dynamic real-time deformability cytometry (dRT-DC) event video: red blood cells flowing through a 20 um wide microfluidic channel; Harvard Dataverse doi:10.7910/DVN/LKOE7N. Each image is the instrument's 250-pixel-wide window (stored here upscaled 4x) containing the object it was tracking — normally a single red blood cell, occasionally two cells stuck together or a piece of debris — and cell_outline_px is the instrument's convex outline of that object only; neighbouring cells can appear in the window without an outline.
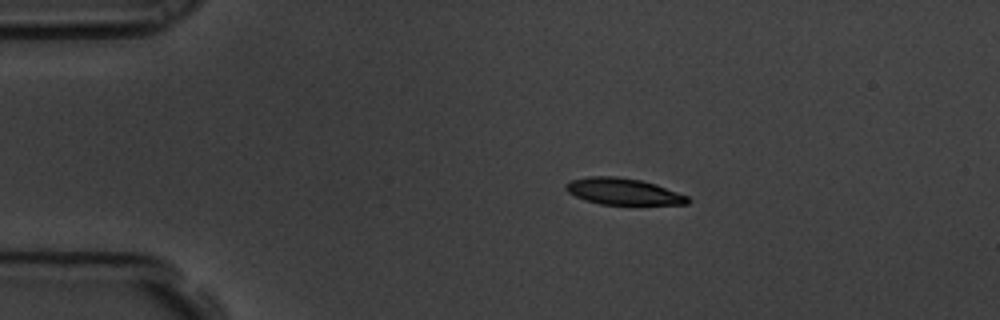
{"species": "common noctule bat (a hibernating species)", "species_latin": "Nyctalus noctula", "temperature_condition": "room temperature", "stored_images_in_passage": 5, "camera_frame_rate_fps": 3000, "um_per_image_px": 0.085, "animal": {"sex": "male", "body_mass_g": 19.5, "forearm_length_mm": 54.6}, "frame": {"image": 1, "passage_image": 2, "time_ms": 0.333, "image_size_px": [1000, 320], "cell_outline_px": [[692, 200], [688, 204], [600, 204], [584, 200], [568, 192], [564, 188], [564, 184], [572, 180], [588, 176], [616, 176], [640, 180], [656, 184], [688, 196]], "centroid_in_image_um": [52.96, 16.27], "position_along_channel_um": 32.0, "area_um2": 18.79}}
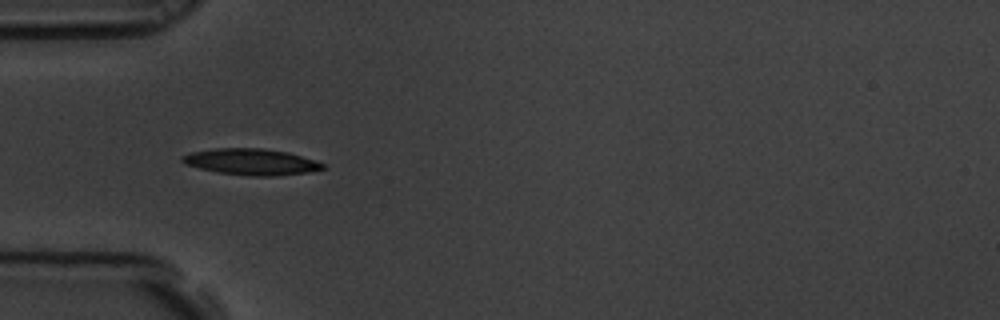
{"frame": {"image": 2, "passage_image": 4, "time_ms": 1.0, "image_size_px": [1000, 320], "cell_outline_px": [[324, 168], [308, 172], [272, 176], [252, 176], [216, 172], [184, 164], [180, 160], [180, 156], [192, 152], [212, 148], [264, 148], [288, 152], [324, 164]], "centroid_in_image_um": [21.28, 13.75], "position_along_channel_um": 63.7, "area_um2": 21.39}}
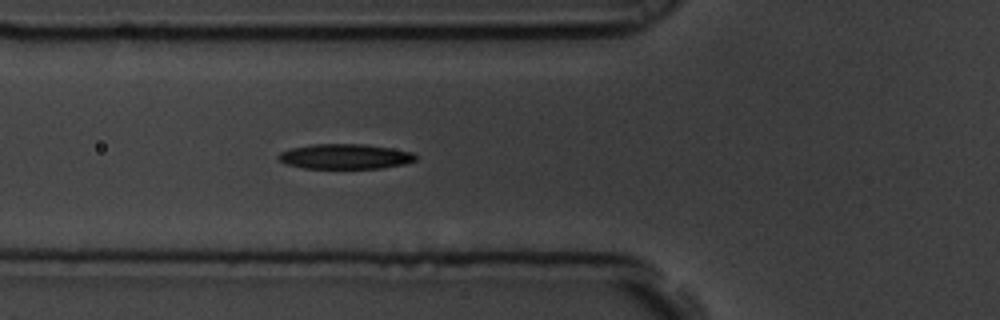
{"frame": {"image": 3, "passage_image": 5, "time_ms": 1.333, "image_size_px": [1000, 320], "cell_outline_px": [[416, 160], [404, 164], [380, 168], [304, 168], [288, 164], [280, 160], [276, 156], [280, 152], [292, 148], [316, 144], [364, 144], [412, 152], [416, 156]], "centroid_in_image_um": [29.33, 13.3], "position_along_channel_um": 96.5, "area_um2": 19.71}}